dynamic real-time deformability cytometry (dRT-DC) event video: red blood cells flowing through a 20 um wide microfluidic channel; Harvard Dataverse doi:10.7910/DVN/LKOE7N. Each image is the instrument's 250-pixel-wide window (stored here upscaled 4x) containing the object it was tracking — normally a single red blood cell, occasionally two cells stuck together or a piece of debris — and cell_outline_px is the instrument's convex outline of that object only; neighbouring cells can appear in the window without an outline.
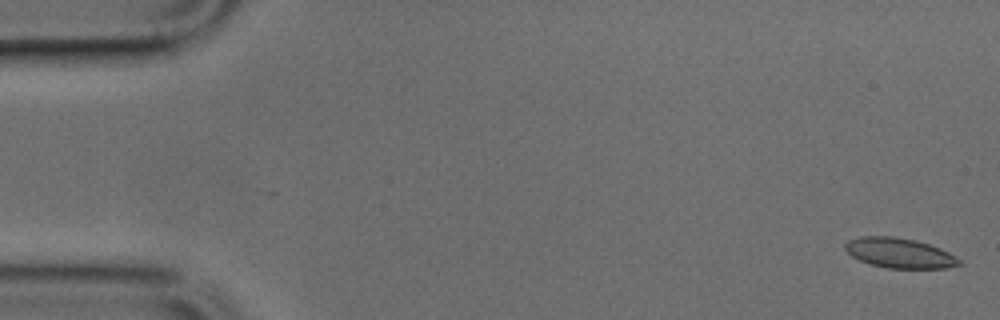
{"species": "common noctule bat (a hibernating species)", "species_latin": "Nyctalus noctula", "temperature_condition": "cold", "stored_images_in_passage": 40, "camera_frame_rate_fps": 3000, "um_per_image_px": 0.085, "animal": {"sex": "male", "body_mass_g": 17.9, "forearm_length_mm": 54.2}, "frame": {"image": 1, "passage_image": 1, "time_ms": 0.0, "image_size_px": [1000, 320], "cell_outline_px": [[964, 264], [944, 268], [888, 268], [868, 264], [852, 256], [844, 248], [844, 244], [848, 240], [860, 236], [896, 236], [928, 244], [940, 248], [956, 256]], "centroid_in_image_um": [76.44, 21.51], "position_along_channel_um": 8.6, "area_um2": 19.94}}
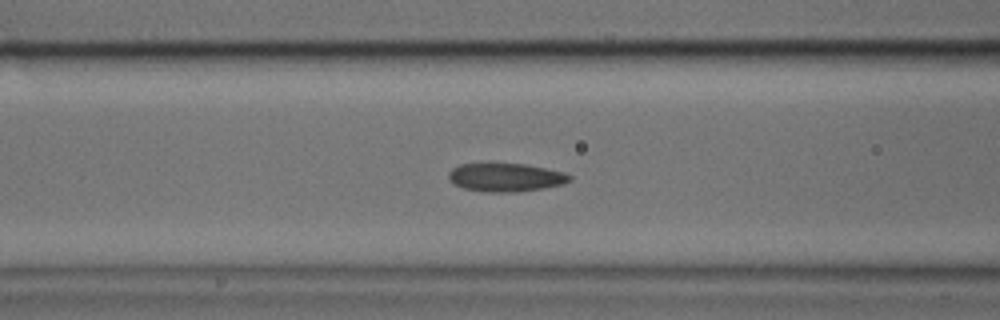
{"frame": {"image": 2, "passage_image": 19, "time_ms": 6.0, "image_size_px": [1000, 320], "cell_outline_px": [[572, 180], [564, 184], [544, 188], [516, 192], [484, 192], [464, 188], [452, 184], [448, 180], [448, 172], [452, 168], [460, 164], [488, 160], [524, 164], [564, 172], [572, 176]], "centroid_in_image_um": [42.91, 15.03], "position_along_channel_um": 123.7, "area_um2": 21.04}}
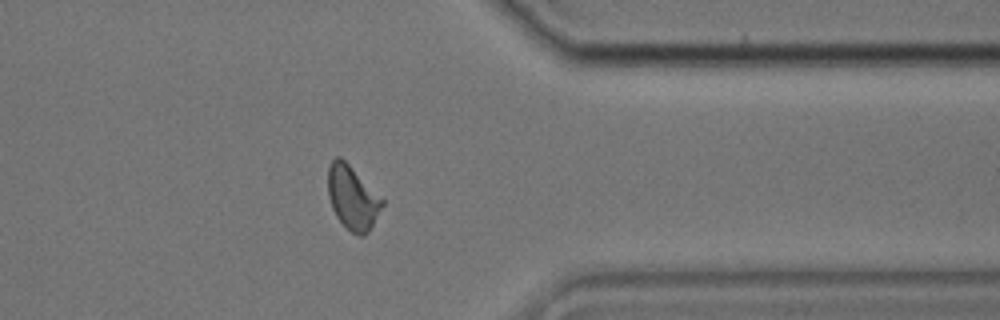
{"frame": {"image": 3, "passage_image": 39, "time_ms": 12.667, "image_size_px": [1000, 320], "cell_outline_px": [[384, 204], [368, 232], [364, 236], [360, 236], [352, 232], [336, 216], [332, 208], [328, 196], [328, 164], [336, 156], [340, 156], [384, 200]], "centroid_in_image_um": [29.94, 16.79], "position_along_channel_um": 381.5, "area_um2": 19.83}}